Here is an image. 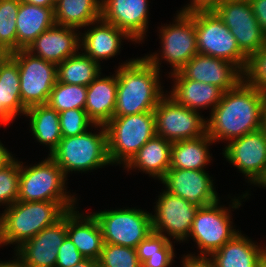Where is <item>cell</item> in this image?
I'll list each match as a JSON object with an SVG mask.
<instances>
[{"label": "cell", "instance_id": "1", "mask_svg": "<svg viewBox=\"0 0 266 267\" xmlns=\"http://www.w3.org/2000/svg\"><path fill=\"white\" fill-rule=\"evenodd\" d=\"M266 95L242 80L223 92L220 102L209 113L207 134L215 143L240 138L262 127V107Z\"/></svg>", "mask_w": 266, "mask_h": 267}, {"label": "cell", "instance_id": "2", "mask_svg": "<svg viewBox=\"0 0 266 267\" xmlns=\"http://www.w3.org/2000/svg\"><path fill=\"white\" fill-rule=\"evenodd\" d=\"M114 117L154 112L165 95L160 71L144 56L131 58L118 65Z\"/></svg>", "mask_w": 266, "mask_h": 267}, {"label": "cell", "instance_id": "3", "mask_svg": "<svg viewBox=\"0 0 266 267\" xmlns=\"http://www.w3.org/2000/svg\"><path fill=\"white\" fill-rule=\"evenodd\" d=\"M78 205V202L16 201L0 213V247L15 245V250Z\"/></svg>", "mask_w": 266, "mask_h": 267}, {"label": "cell", "instance_id": "4", "mask_svg": "<svg viewBox=\"0 0 266 267\" xmlns=\"http://www.w3.org/2000/svg\"><path fill=\"white\" fill-rule=\"evenodd\" d=\"M237 198L231 197V205L229 207H224L221 205L220 199L213 204L200 206L193 220L192 229L188 238L192 239L199 249L197 253H189L186 255L193 257H209L213 252L220 249L226 242L232 239L239 229L233 226V218L231 210L233 211L240 208L242 205V199H249V190L244 191ZM240 198V199H239ZM232 208V209H231ZM232 220V221H231ZM234 227V228H233Z\"/></svg>", "mask_w": 266, "mask_h": 267}, {"label": "cell", "instance_id": "5", "mask_svg": "<svg viewBox=\"0 0 266 267\" xmlns=\"http://www.w3.org/2000/svg\"><path fill=\"white\" fill-rule=\"evenodd\" d=\"M93 128L99 132L92 133ZM91 129L81 135L62 138L49 155L61 168L66 178L72 172L87 173L112 165L108 157L106 127L94 125Z\"/></svg>", "mask_w": 266, "mask_h": 267}, {"label": "cell", "instance_id": "6", "mask_svg": "<svg viewBox=\"0 0 266 267\" xmlns=\"http://www.w3.org/2000/svg\"><path fill=\"white\" fill-rule=\"evenodd\" d=\"M170 24L159 27L161 50L149 53L144 57L160 72L162 61L172 68L168 75L179 72L184 65L197 53V34L195 29V12L182 13L177 11ZM161 52V53H160Z\"/></svg>", "mask_w": 266, "mask_h": 267}, {"label": "cell", "instance_id": "7", "mask_svg": "<svg viewBox=\"0 0 266 267\" xmlns=\"http://www.w3.org/2000/svg\"><path fill=\"white\" fill-rule=\"evenodd\" d=\"M105 127L110 163L124 167L156 135L155 114L143 112L113 117Z\"/></svg>", "mask_w": 266, "mask_h": 267}, {"label": "cell", "instance_id": "8", "mask_svg": "<svg viewBox=\"0 0 266 267\" xmlns=\"http://www.w3.org/2000/svg\"><path fill=\"white\" fill-rule=\"evenodd\" d=\"M24 164L20 161L17 201L78 202L75 193L67 190L63 171L49 155L33 166Z\"/></svg>", "mask_w": 266, "mask_h": 267}, {"label": "cell", "instance_id": "9", "mask_svg": "<svg viewBox=\"0 0 266 267\" xmlns=\"http://www.w3.org/2000/svg\"><path fill=\"white\" fill-rule=\"evenodd\" d=\"M107 209L92 214L98 220L103 242L136 248L152 232L151 213L136 207Z\"/></svg>", "mask_w": 266, "mask_h": 267}, {"label": "cell", "instance_id": "10", "mask_svg": "<svg viewBox=\"0 0 266 267\" xmlns=\"http://www.w3.org/2000/svg\"><path fill=\"white\" fill-rule=\"evenodd\" d=\"M199 54L226 60L245 70L248 57L240 50L234 35L213 11H195Z\"/></svg>", "mask_w": 266, "mask_h": 267}, {"label": "cell", "instance_id": "11", "mask_svg": "<svg viewBox=\"0 0 266 267\" xmlns=\"http://www.w3.org/2000/svg\"><path fill=\"white\" fill-rule=\"evenodd\" d=\"M19 68L20 94L23 106L47 104L57 81V65L36 57L26 49L10 54Z\"/></svg>", "mask_w": 266, "mask_h": 267}, {"label": "cell", "instance_id": "12", "mask_svg": "<svg viewBox=\"0 0 266 267\" xmlns=\"http://www.w3.org/2000/svg\"><path fill=\"white\" fill-rule=\"evenodd\" d=\"M154 114L156 135L172 143L207 133V118L199 111L178 104L167 93L158 102Z\"/></svg>", "mask_w": 266, "mask_h": 267}, {"label": "cell", "instance_id": "13", "mask_svg": "<svg viewBox=\"0 0 266 267\" xmlns=\"http://www.w3.org/2000/svg\"><path fill=\"white\" fill-rule=\"evenodd\" d=\"M161 191L163 192L158 195L155 202V213H151L152 231L170 240L172 238L175 242L184 243L200 206L164 189Z\"/></svg>", "mask_w": 266, "mask_h": 267}, {"label": "cell", "instance_id": "14", "mask_svg": "<svg viewBox=\"0 0 266 267\" xmlns=\"http://www.w3.org/2000/svg\"><path fill=\"white\" fill-rule=\"evenodd\" d=\"M234 35L240 50L249 57L266 44L250 1L224 0L214 10Z\"/></svg>", "mask_w": 266, "mask_h": 267}, {"label": "cell", "instance_id": "15", "mask_svg": "<svg viewBox=\"0 0 266 267\" xmlns=\"http://www.w3.org/2000/svg\"><path fill=\"white\" fill-rule=\"evenodd\" d=\"M227 162L256 186L266 174V135L262 129L227 143L222 150Z\"/></svg>", "mask_w": 266, "mask_h": 267}, {"label": "cell", "instance_id": "16", "mask_svg": "<svg viewBox=\"0 0 266 267\" xmlns=\"http://www.w3.org/2000/svg\"><path fill=\"white\" fill-rule=\"evenodd\" d=\"M212 178L206 170L169 169L159 181L169 193L206 206L221 199Z\"/></svg>", "mask_w": 266, "mask_h": 267}, {"label": "cell", "instance_id": "17", "mask_svg": "<svg viewBox=\"0 0 266 267\" xmlns=\"http://www.w3.org/2000/svg\"><path fill=\"white\" fill-rule=\"evenodd\" d=\"M149 0H101V18L142 44L149 28Z\"/></svg>", "mask_w": 266, "mask_h": 267}, {"label": "cell", "instance_id": "18", "mask_svg": "<svg viewBox=\"0 0 266 267\" xmlns=\"http://www.w3.org/2000/svg\"><path fill=\"white\" fill-rule=\"evenodd\" d=\"M67 237V213L14 250L27 267H55L58 248Z\"/></svg>", "mask_w": 266, "mask_h": 267}, {"label": "cell", "instance_id": "19", "mask_svg": "<svg viewBox=\"0 0 266 267\" xmlns=\"http://www.w3.org/2000/svg\"><path fill=\"white\" fill-rule=\"evenodd\" d=\"M190 80L219 87L223 92L243 80V71L234 63L197 53L180 70Z\"/></svg>", "mask_w": 266, "mask_h": 267}, {"label": "cell", "instance_id": "20", "mask_svg": "<svg viewBox=\"0 0 266 267\" xmlns=\"http://www.w3.org/2000/svg\"><path fill=\"white\" fill-rule=\"evenodd\" d=\"M86 29L84 33L80 32V51L99 65L102 60L120 55L122 40L134 42L123 30L102 18L86 26Z\"/></svg>", "mask_w": 266, "mask_h": 267}, {"label": "cell", "instance_id": "21", "mask_svg": "<svg viewBox=\"0 0 266 267\" xmlns=\"http://www.w3.org/2000/svg\"><path fill=\"white\" fill-rule=\"evenodd\" d=\"M32 55L56 65L80 50V31L54 24L41 33L26 49Z\"/></svg>", "mask_w": 266, "mask_h": 267}, {"label": "cell", "instance_id": "22", "mask_svg": "<svg viewBox=\"0 0 266 267\" xmlns=\"http://www.w3.org/2000/svg\"><path fill=\"white\" fill-rule=\"evenodd\" d=\"M168 78L174 84L169 92L166 90L167 95L188 109L201 111L209 108L211 113L221 100L223 91L215 85L187 79L180 71Z\"/></svg>", "mask_w": 266, "mask_h": 267}, {"label": "cell", "instance_id": "23", "mask_svg": "<svg viewBox=\"0 0 266 267\" xmlns=\"http://www.w3.org/2000/svg\"><path fill=\"white\" fill-rule=\"evenodd\" d=\"M67 236L84 258L97 260L103 247L102 230L94 215L79 212V208L67 212Z\"/></svg>", "mask_w": 266, "mask_h": 267}, {"label": "cell", "instance_id": "24", "mask_svg": "<svg viewBox=\"0 0 266 267\" xmlns=\"http://www.w3.org/2000/svg\"><path fill=\"white\" fill-rule=\"evenodd\" d=\"M100 73L88 86L85 111L95 125H106L114 117L117 74Z\"/></svg>", "mask_w": 266, "mask_h": 267}, {"label": "cell", "instance_id": "25", "mask_svg": "<svg viewBox=\"0 0 266 267\" xmlns=\"http://www.w3.org/2000/svg\"><path fill=\"white\" fill-rule=\"evenodd\" d=\"M171 147L172 142L155 135L139 149L123 170L142 171L159 181L170 168Z\"/></svg>", "mask_w": 266, "mask_h": 267}, {"label": "cell", "instance_id": "26", "mask_svg": "<svg viewBox=\"0 0 266 267\" xmlns=\"http://www.w3.org/2000/svg\"><path fill=\"white\" fill-rule=\"evenodd\" d=\"M26 110L21 101L18 64L9 55L0 65V126L13 123Z\"/></svg>", "mask_w": 266, "mask_h": 267}, {"label": "cell", "instance_id": "27", "mask_svg": "<svg viewBox=\"0 0 266 267\" xmlns=\"http://www.w3.org/2000/svg\"><path fill=\"white\" fill-rule=\"evenodd\" d=\"M240 230L209 258L216 267H256L266 246L255 242ZM261 246H260V245Z\"/></svg>", "mask_w": 266, "mask_h": 267}, {"label": "cell", "instance_id": "28", "mask_svg": "<svg viewBox=\"0 0 266 267\" xmlns=\"http://www.w3.org/2000/svg\"><path fill=\"white\" fill-rule=\"evenodd\" d=\"M54 8L20 2L16 18L17 51L27 47L55 24Z\"/></svg>", "mask_w": 266, "mask_h": 267}, {"label": "cell", "instance_id": "29", "mask_svg": "<svg viewBox=\"0 0 266 267\" xmlns=\"http://www.w3.org/2000/svg\"><path fill=\"white\" fill-rule=\"evenodd\" d=\"M213 143L207 133L195 139L173 142L169 169L207 170V165L213 160L209 151Z\"/></svg>", "mask_w": 266, "mask_h": 267}, {"label": "cell", "instance_id": "30", "mask_svg": "<svg viewBox=\"0 0 266 267\" xmlns=\"http://www.w3.org/2000/svg\"><path fill=\"white\" fill-rule=\"evenodd\" d=\"M34 139L48 148V155L62 139L59 113L48 104L29 107L25 112Z\"/></svg>", "mask_w": 266, "mask_h": 267}, {"label": "cell", "instance_id": "31", "mask_svg": "<svg viewBox=\"0 0 266 267\" xmlns=\"http://www.w3.org/2000/svg\"><path fill=\"white\" fill-rule=\"evenodd\" d=\"M53 11L55 24L85 29L101 18V0H57Z\"/></svg>", "mask_w": 266, "mask_h": 267}, {"label": "cell", "instance_id": "32", "mask_svg": "<svg viewBox=\"0 0 266 267\" xmlns=\"http://www.w3.org/2000/svg\"><path fill=\"white\" fill-rule=\"evenodd\" d=\"M103 71L101 65L78 52L57 65V81L88 86Z\"/></svg>", "mask_w": 266, "mask_h": 267}, {"label": "cell", "instance_id": "33", "mask_svg": "<svg viewBox=\"0 0 266 267\" xmlns=\"http://www.w3.org/2000/svg\"><path fill=\"white\" fill-rule=\"evenodd\" d=\"M86 94L87 86L56 81L47 104L58 113L71 109L85 110Z\"/></svg>", "mask_w": 266, "mask_h": 267}, {"label": "cell", "instance_id": "34", "mask_svg": "<svg viewBox=\"0 0 266 267\" xmlns=\"http://www.w3.org/2000/svg\"><path fill=\"white\" fill-rule=\"evenodd\" d=\"M19 0H0V50L9 54L17 51L16 18Z\"/></svg>", "mask_w": 266, "mask_h": 267}, {"label": "cell", "instance_id": "35", "mask_svg": "<svg viewBox=\"0 0 266 267\" xmlns=\"http://www.w3.org/2000/svg\"><path fill=\"white\" fill-rule=\"evenodd\" d=\"M99 267H142L139 262L136 248L104 243Z\"/></svg>", "mask_w": 266, "mask_h": 267}, {"label": "cell", "instance_id": "36", "mask_svg": "<svg viewBox=\"0 0 266 267\" xmlns=\"http://www.w3.org/2000/svg\"><path fill=\"white\" fill-rule=\"evenodd\" d=\"M20 161L15 157L0 169V206L8 208L19 193Z\"/></svg>", "mask_w": 266, "mask_h": 267}, {"label": "cell", "instance_id": "37", "mask_svg": "<svg viewBox=\"0 0 266 267\" xmlns=\"http://www.w3.org/2000/svg\"><path fill=\"white\" fill-rule=\"evenodd\" d=\"M243 80L266 95V44L248 57Z\"/></svg>", "mask_w": 266, "mask_h": 267}, {"label": "cell", "instance_id": "38", "mask_svg": "<svg viewBox=\"0 0 266 267\" xmlns=\"http://www.w3.org/2000/svg\"><path fill=\"white\" fill-rule=\"evenodd\" d=\"M59 119L62 138L81 135L95 125L83 109L62 111Z\"/></svg>", "mask_w": 266, "mask_h": 267}, {"label": "cell", "instance_id": "39", "mask_svg": "<svg viewBox=\"0 0 266 267\" xmlns=\"http://www.w3.org/2000/svg\"><path fill=\"white\" fill-rule=\"evenodd\" d=\"M170 241L164 235L152 231L136 247L137 256L142 265L151 255L159 254V251Z\"/></svg>", "mask_w": 266, "mask_h": 267}, {"label": "cell", "instance_id": "40", "mask_svg": "<svg viewBox=\"0 0 266 267\" xmlns=\"http://www.w3.org/2000/svg\"><path fill=\"white\" fill-rule=\"evenodd\" d=\"M83 259L84 257L67 236L63 241V244L58 248V256L55 267H73Z\"/></svg>", "mask_w": 266, "mask_h": 267}, {"label": "cell", "instance_id": "41", "mask_svg": "<svg viewBox=\"0 0 266 267\" xmlns=\"http://www.w3.org/2000/svg\"><path fill=\"white\" fill-rule=\"evenodd\" d=\"M173 243L175 241H169L160 251L159 254L151 255L149 259H147L142 267H172V263L175 262L174 258L175 251Z\"/></svg>", "mask_w": 266, "mask_h": 267}, {"label": "cell", "instance_id": "42", "mask_svg": "<svg viewBox=\"0 0 266 267\" xmlns=\"http://www.w3.org/2000/svg\"><path fill=\"white\" fill-rule=\"evenodd\" d=\"M222 0H190L183 8H180L182 13H191L195 11H210L214 10Z\"/></svg>", "mask_w": 266, "mask_h": 267}, {"label": "cell", "instance_id": "43", "mask_svg": "<svg viewBox=\"0 0 266 267\" xmlns=\"http://www.w3.org/2000/svg\"><path fill=\"white\" fill-rule=\"evenodd\" d=\"M253 13L266 35V0H250Z\"/></svg>", "mask_w": 266, "mask_h": 267}, {"label": "cell", "instance_id": "44", "mask_svg": "<svg viewBox=\"0 0 266 267\" xmlns=\"http://www.w3.org/2000/svg\"><path fill=\"white\" fill-rule=\"evenodd\" d=\"M181 267H216L209 257L183 255Z\"/></svg>", "mask_w": 266, "mask_h": 267}, {"label": "cell", "instance_id": "45", "mask_svg": "<svg viewBox=\"0 0 266 267\" xmlns=\"http://www.w3.org/2000/svg\"><path fill=\"white\" fill-rule=\"evenodd\" d=\"M11 153L12 152H10L0 140V169L7 165L14 158Z\"/></svg>", "mask_w": 266, "mask_h": 267}, {"label": "cell", "instance_id": "46", "mask_svg": "<svg viewBox=\"0 0 266 267\" xmlns=\"http://www.w3.org/2000/svg\"><path fill=\"white\" fill-rule=\"evenodd\" d=\"M19 1L32 4V5H36V6H41V7H47V8L55 7L54 0H19Z\"/></svg>", "mask_w": 266, "mask_h": 267}, {"label": "cell", "instance_id": "47", "mask_svg": "<svg viewBox=\"0 0 266 267\" xmlns=\"http://www.w3.org/2000/svg\"><path fill=\"white\" fill-rule=\"evenodd\" d=\"M13 260L0 261V267H27L16 255Z\"/></svg>", "mask_w": 266, "mask_h": 267}, {"label": "cell", "instance_id": "48", "mask_svg": "<svg viewBox=\"0 0 266 267\" xmlns=\"http://www.w3.org/2000/svg\"><path fill=\"white\" fill-rule=\"evenodd\" d=\"M73 267H99L98 261L94 259L84 258Z\"/></svg>", "mask_w": 266, "mask_h": 267}, {"label": "cell", "instance_id": "49", "mask_svg": "<svg viewBox=\"0 0 266 267\" xmlns=\"http://www.w3.org/2000/svg\"><path fill=\"white\" fill-rule=\"evenodd\" d=\"M261 129L264 131V133L266 135V98L264 100L263 107H262V127H261Z\"/></svg>", "mask_w": 266, "mask_h": 267}, {"label": "cell", "instance_id": "50", "mask_svg": "<svg viewBox=\"0 0 266 267\" xmlns=\"http://www.w3.org/2000/svg\"><path fill=\"white\" fill-rule=\"evenodd\" d=\"M256 267H266V248L261 253Z\"/></svg>", "mask_w": 266, "mask_h": 267}, {"label": "cell", "instance_id": "51", "mask_svg": "<svg viewBox=\"0 0 266 267\" xmlns=\"http://www.w3.org/2000/svg\"><path fill=\"white\" fill-rule=\"evenodd\" d=\"M10 54L8 52L5 51H1L0 50V65L2 64V62L9 56Z\"/></svg>", "mask_w": 266, "mask_h": 267}, {"label": "cell", "instance_id": "52", "mask_svg": "<svg viewBox=\"0 0 266 267\" xmlns=\"http://www.w3.org/2000/svg\"><path fill=\"white\" fill-rule=\"evenodd\" d=\"M256 186H258V187H260V188H261V186H262V188H266V174H265V176L259 181V183H258Z\"/></svg>", "mask_w": 266, "mask_h": 267}]
</instances>
